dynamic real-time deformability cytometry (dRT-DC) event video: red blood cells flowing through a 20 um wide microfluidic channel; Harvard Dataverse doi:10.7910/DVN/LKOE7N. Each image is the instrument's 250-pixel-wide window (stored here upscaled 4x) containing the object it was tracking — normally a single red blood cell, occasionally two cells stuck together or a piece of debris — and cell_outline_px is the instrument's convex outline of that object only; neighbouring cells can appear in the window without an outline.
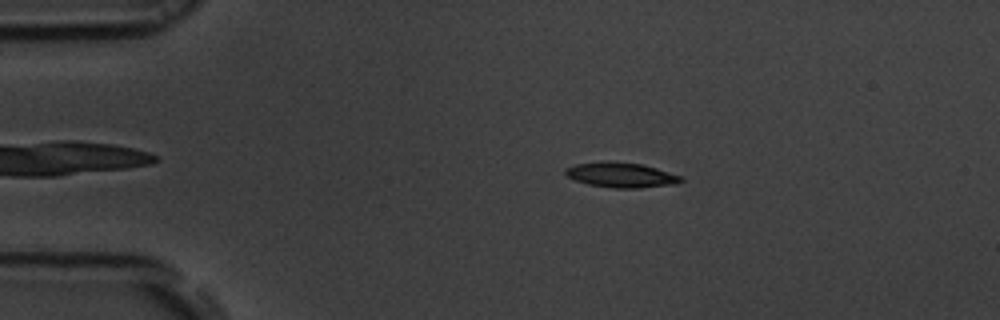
{"species": "common noctule bat (a hibernating species)", "species_latin": "Nyctalus noctula", "temperature_condition": "room temperature", "stored_images_in_passage": 53, "camera_frame_rate_fps": 3000, "um_per_image_px": 0.085, "animal": {"sex": "male", "body_mass_g": 19.5, "forearm_length_mm": 54.6}, "frame": {"image": 1, "passage_image": 10, "time_ms": 3.0, "image_size_px": [1000, 320], "cell_outline_px": [[684, 180], [676, 184], [636, 188], [612, 188], [588, 184], [576, 180], [568, 176], [564, 172], [564, 168], [576, 164], [604, 160], [608, 160], [644, 164], [684, 176]], "centroid_in_image_um": [52.82, 14.85], "position_along_channel_um": 32.2, "area_um2": 17.17}}
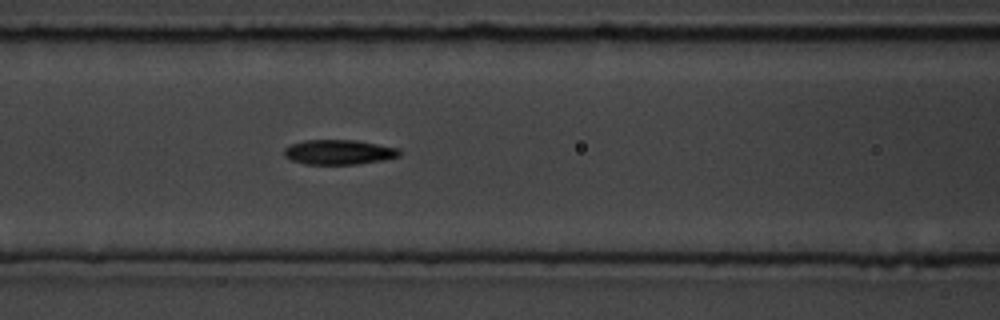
{"frame": {"image": 2, "passage_image": 22, "time_ms": 7.0, "image_size_px": [1000, 320], "cell_outline_px": [[400, 156], [384, 160], [356, 164], [304, 164], [292, 160], [284, 156], [284, 148], [292, 144], [304, 140], [356, 140], [400, 148]], "centroid_in_image_um": [28.82, 12.93], "position_along_channel_um": 137.8, "area_um2": 16.7}}
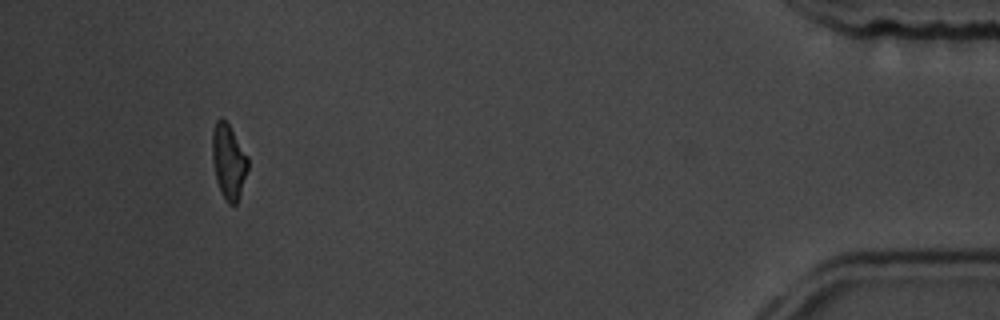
{"frame": {"image": 3, "passage_image": 49, "time_ms": 16.0, "image_size_px": [1000, 320], "cell_outline_px": [[248, 168], [236, 204], [228, 204], [224, 200], [216, 180], [212, 160], [212, 132], [216, 120], [220, 116], [228, 124], [248, 156]], "centroid_in_image_um": [19.41, 13.71], "position_along_channel_um": 415.8, "area_um2": 15.43}, "authors_computed_cell_mechanics": {"area_um2": 16.2996, "velocity_mm_per_s": 3.8487, "shape_relaxation_time_tau1_ms": 2.4175, "shape_relaxation_time_tau2_ms": 6.2974, "deformation_change_tau1": 0.1588, "deformation_change_tau2": 0.1693}}